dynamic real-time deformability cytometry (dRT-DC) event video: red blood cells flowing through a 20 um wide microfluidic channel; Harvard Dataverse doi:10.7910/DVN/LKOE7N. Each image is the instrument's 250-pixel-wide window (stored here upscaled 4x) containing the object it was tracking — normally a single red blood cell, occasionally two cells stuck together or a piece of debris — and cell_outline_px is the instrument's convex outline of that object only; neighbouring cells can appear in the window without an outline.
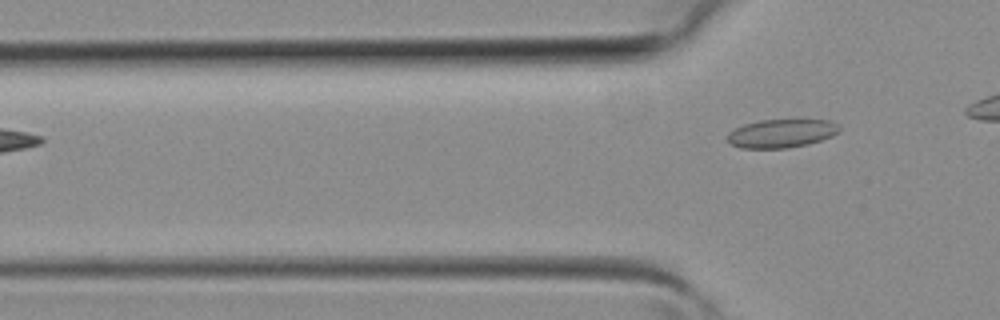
{"species": "common noctule bat (a hibernating species)", "species_latin": "Nyctalus noctula", "temperature_condition": "room temperature", "stored_images_in_passage": 4, "camera_frame_rate_fps": 3000, "um_per_image_px": 0.085, "animal": {"sex": "female", "body_mass_g": 19.3, "forearm_length_mm": 54.1}, "frame": {"image": 1, "passage_image": 4, "time_ms": 1.0, "image_size_px": [1000, 320], "cell_outline_px": [[840, 128], [832, 136], [808, 144], [788, 148], [740, 148], [732, 144], [728, 140], [728, 132], [744, 124], [760, 120], [832, 120], [840, 124]], "centroid_in_image_um": [66.44, 11.33], "position_along_channel_um": 59.4, "area_um2": 18.5}}